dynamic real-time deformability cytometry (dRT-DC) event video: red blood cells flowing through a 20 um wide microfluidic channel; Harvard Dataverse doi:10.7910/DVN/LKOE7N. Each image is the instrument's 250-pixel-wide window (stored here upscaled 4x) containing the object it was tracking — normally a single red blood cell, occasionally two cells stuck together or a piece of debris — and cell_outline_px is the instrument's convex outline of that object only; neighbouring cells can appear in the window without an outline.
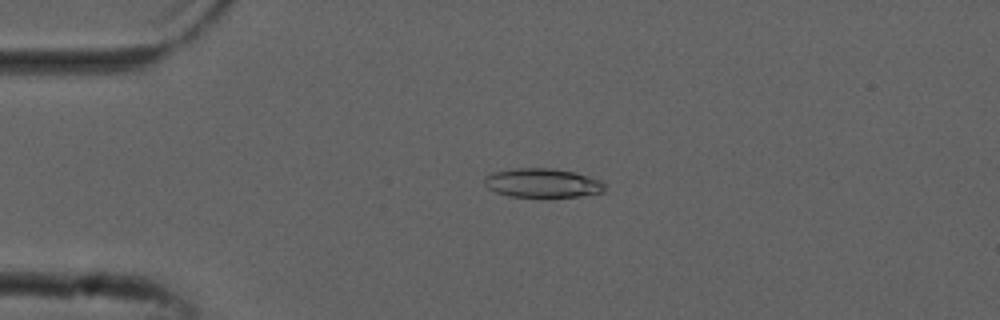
{"species": "common noctule bat (a hibernating species)", "species_latin": "Nyctalus noctula", "temperature_condition": "cold", "stored_images_in_passage": 49, "camera_frame_rate_fps": 3000, "um_per_image_px": 0.085, "animal": {"sex": "male", "forearm_length_mm": 52.5}, "frame": {"image": 1, "passage_image": 8, "time_ms": 2.333, "image_size_px": [1000, 320], "cell_outline_px": [[604, 192], [580, 196], [544, 200], [508, 196], [496, 192], [488, 188], [484, 184], [484, 176], [492, 172], [512, 168], [552, 168], [576, 172], [600, 180], [604, 184]], "centroid_in_image_um": [46.09, 15.59], "position_along_channel_um": 38.9, "area_um2": 21.39}}
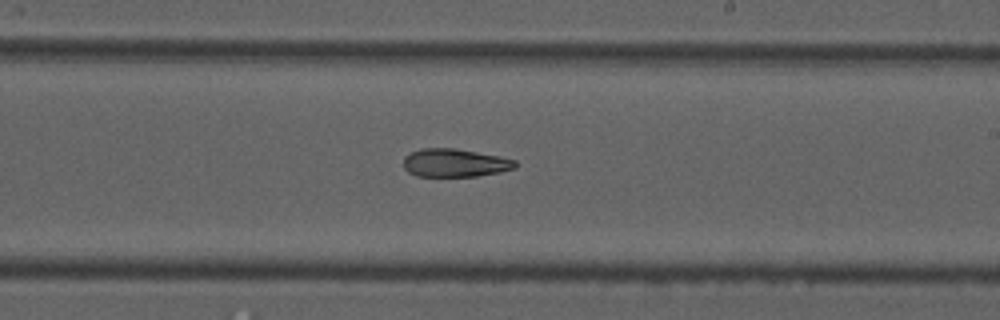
{"frame": {"image": 2, "passage_image": 27, "time_ms": 8.667, "image_size_px": [1000, 320], "cell_outline_px": [[516, 168], [500, 172], [476, 176], [416, 176], [408, 172], [404, 168], [404, 156], [420, 148], [456, 148], [500, 156], [516, 160]], "centroid_in_image_um": [38.66, 13.84], "position_along_channel_um": 250.3, "area_um2": 18.44}}
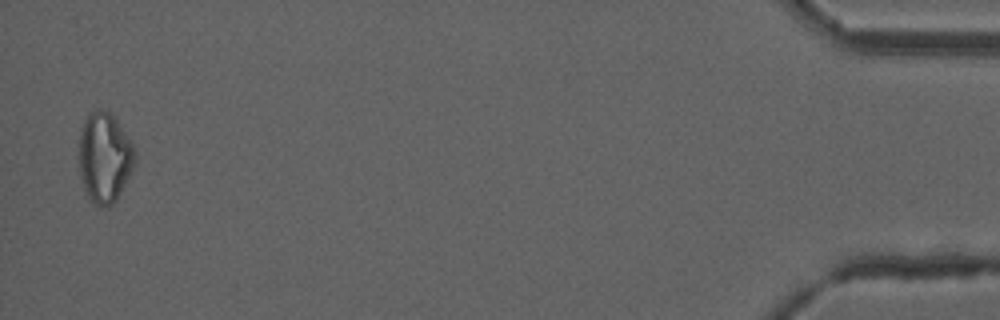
{"frame": {"image": 3, "passage_image": 48, "time_ms": 15.667, "image_size_px": [1000, 320], "cell_outline_px": [[136, 164], [116, 200], [108, 208], [100, 208], [88, 200], [80, 176], [80, 128], [88, 112], [96, 108], [108, 108], [112, 112], [132, 140], [136, 152]], "centroid_in_image_um": [8.91, 13.35], "position_along_channel_um": 426.3, "area_um2": 30.4}, "authors_computed_cell_mechanics": {"area_um2": 20.8658, "velocity_mm_per_s": 3.8231, "shape_relaxation_time_tau1_ms": null, "shape_relaxation_time_tau2_ms": 8.711, "deformation_change_tau1": null, "deformation_change_tau2": 0.2019}}